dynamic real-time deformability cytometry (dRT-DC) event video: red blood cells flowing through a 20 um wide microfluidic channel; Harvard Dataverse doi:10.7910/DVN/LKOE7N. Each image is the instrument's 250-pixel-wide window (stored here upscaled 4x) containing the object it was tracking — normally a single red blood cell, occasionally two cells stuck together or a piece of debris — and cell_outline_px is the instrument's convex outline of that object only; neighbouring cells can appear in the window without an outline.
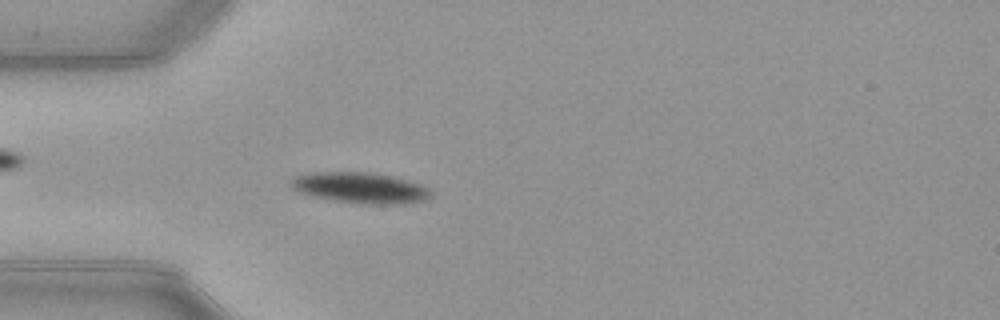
{"species": "common noctule bat (a hibernating species)", "species_latin": "Nyctalus noctula", "temperature_condition": "warm", "stored_images_in_passage": 51, "camera_frame_rate_fps": 3000, "um_per_image_px": 0.085, "animal": {"sex": "female", "body_mass_g": 21.9}, "frame": {"image": 1, "passage_image": 14, "time_ms": 4.333, "image_size_px": [1000, 320], "cell_outline_px": [[432, 196], [424, 200], [404, 204], [364, 204], [336, 200], [312, 196], [300, 192], [292, 188], [288, 184], [288, 180], [296, 176], [308, 172], [372, 172], [392, 176], [408, 180], [432, 188]], "centroid_in_image_um": [30.64, 15.95], "position_along_channel_um": 54.4, "area_um2": 25.43}}
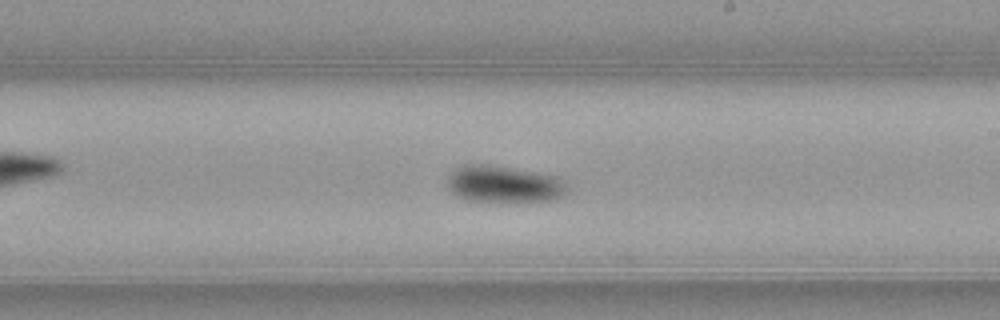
{"frame": {"image": 2, "passage_image": 29, "time_ms": 9.333, "image_size_px": [1000, 320], "cell_outline_px": [[568, 188], [564, 196], [548, 200], [464, 200], [456, 196], [448, 188], [448, 176], [456, 168], [464, 164], [484, 164], [560, 176], [564, 180]], "centroid_in_image_um": [42.83, 15.63], "position_along_channel_um": 246.2, "area_um2": 25.32}}
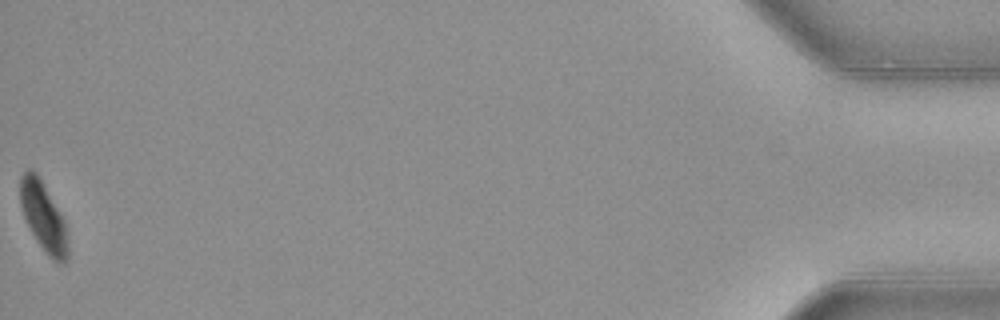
{"frame": {"image": 3, "passage_image": 51, "time_ms": 16.667, "image_size_px": [1000, 320], "cell_outline_px": [[68, 260], [64, 264], [52, 260], [48, 256], [32, 232], [24, 216], [20, 204], [20, 176], [28, 168], [36, 172], [40, 176], [64, 220], [68, 244]], "centroid_in_image_um": [3.7, 18.4], "position_along_channel_um": 431.5, "area_um2": 19.13}, "authors_computed_cell_mechanics": {"area_um2": 23.9292, "velocity_mm_per_s": 3.959, "shape_relaxation_time_tau1_ms": 2.8924, "shape_relaxation_time_tau2_ms": 8.18, "deformation_change_tau1": 0.1259, "deformation_change_tau2": 0.1208}}